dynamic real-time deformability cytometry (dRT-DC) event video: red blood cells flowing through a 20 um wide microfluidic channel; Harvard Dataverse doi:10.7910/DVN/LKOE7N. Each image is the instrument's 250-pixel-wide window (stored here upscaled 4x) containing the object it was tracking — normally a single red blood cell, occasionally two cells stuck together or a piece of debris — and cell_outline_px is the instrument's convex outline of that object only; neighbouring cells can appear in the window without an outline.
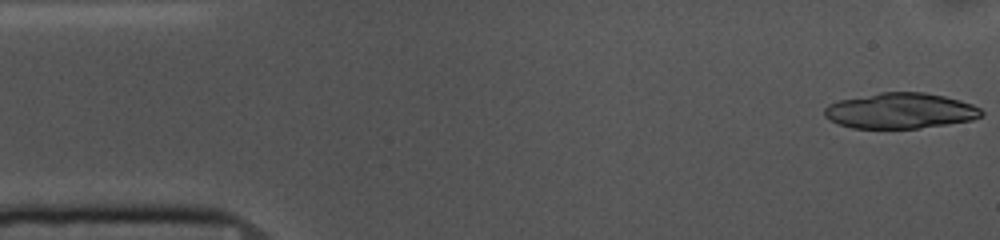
{"species": "common noctule bat (a hibernating species)", "species_latin": "Nyctalus noctula", "temperature_condition": "cold", "stored_images_in_passage": 21, "camera_frame_rate_fps": 3000, "um_per_image_px": 0.085, "animal": {"sex": "female", "body_mass_g": 10.0, "forearm_length_mm": 53.1}, "frame": {"image": 1, "passage_image": 1, "time_ms": 0.0, "image_size_px": [1000, 240], "cell_outline_px": [[984, 112], [980, 116], [972, 120], [948, 124], [920, 128], [852, 128], [828, 120], [824, 116], [824, 108], [828, 104], [840, 100], [880, 92], [924, 92], [944, 96], [960, 100], [972, 104], [980, 108]], "centroid_in_image_um": [76.52, 9.41], "position_along_channel_um": 8.5, "area_um2": 32.6}}
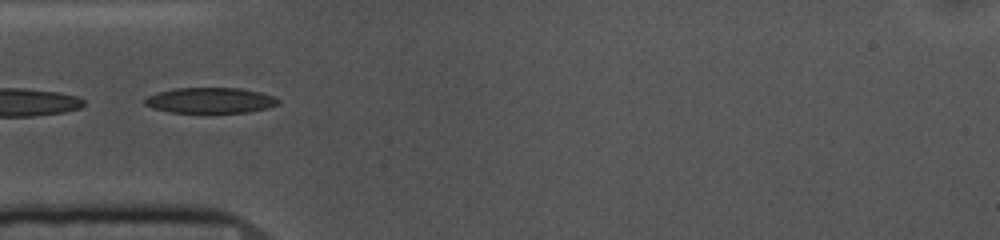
{"frame": {"image": 2, "passage_image": 15, "time_ms": 4.667, "image_size_px": [1000, 240], "cell_outline_px": [[280, 104], [268, 108], [248, 112], [168, 112], [152, 108], [144, 104], [144, 100], [148, 96], [156, 92], [176, 88], [240, 88], [260, 92], [272, 96], [280, 100]], "centroid_in_image_um": [17.87, 8.53], "position_along_channel_um": 67.1, "area_um2": 19.88}}